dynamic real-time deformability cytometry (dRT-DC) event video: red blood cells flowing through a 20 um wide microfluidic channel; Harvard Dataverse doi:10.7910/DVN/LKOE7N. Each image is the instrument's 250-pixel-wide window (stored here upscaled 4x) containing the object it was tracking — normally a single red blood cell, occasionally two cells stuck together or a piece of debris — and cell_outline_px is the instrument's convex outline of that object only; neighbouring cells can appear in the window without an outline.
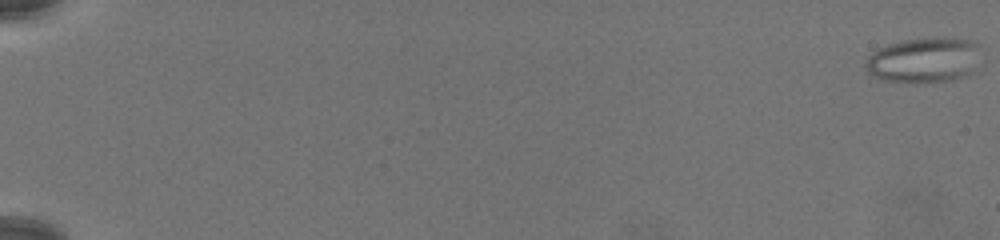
{"species": "common noctule bat (a hibernating species)", "species_latin": "Nyctalus noctula", "temperature_condition": "warm", "stored_images_in_passage": 80, "camera_frame_rate_fps": 3000, "um_per_image_px": 0.085, "animal": {"sex": "female", "body_mass_g": 19.5, "forearm_length_mm": 54.1}, "frame": {"image": 1, "passage_image": 1, "time_ms": 0.0, "image_size_px": [1000, 240], "cell_outline_px": [[980, 44], [968, 72], [952, 80], [884, 80], [868, 72], [864, 64], [868, 56], [876, 48], [888, 44], [904, 40], [940, 36], [944, 36], [976, 40]], "centroid_in_image_um": [78.47, 5.02], "position_along_channel_um": 6.5, "area_um2": 29.36}}
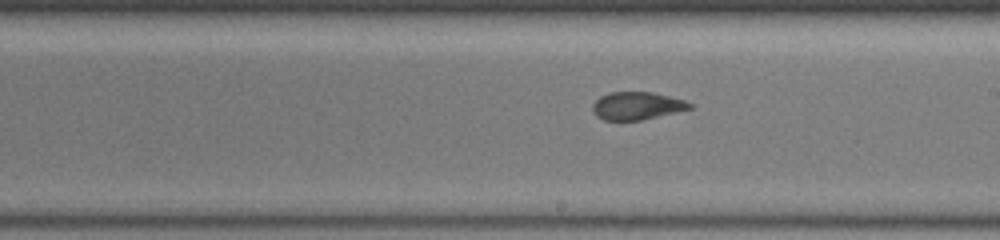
{"frame": {"image": 2, "passage_image": 50, "time_ms": 16.333, "image_size_px": [1000, 240], "cell_outline_px": [[692, 108], [676, 112], [640, 120], [604, 120], [596, 116], [592, 112], [592, 104], [600, 96], [608, 92], [652, 92], [684, 100], [692, 104]], "centroid_in_image_um": [54.09, 8.99], "position_along_channel_um": 234.9, "area_um2": 15.66}}
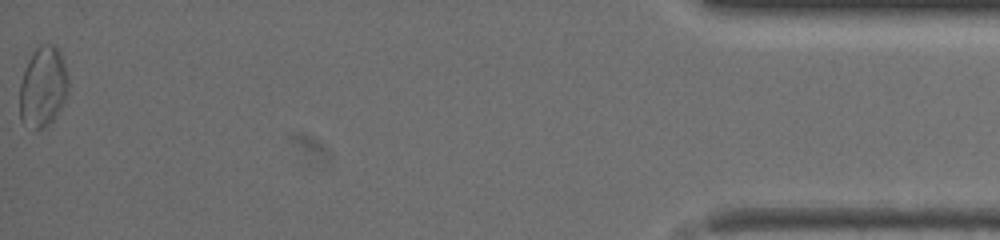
{"frame": {"image": 3, "passage_image": 80, "time_ms": 26.333, "image_size_px": [1000, 240], "cell_outline_px": [[68, 92], [60, 108], [52, 120], [44, 128], [36, 128], [20, 120], [20, 84], [24, 68], [32, 52], [40, 44], [56, 44], [60, 52], [68, 76]], "centroid_in_image_um": [3.65, 7.32], "position_along_channel_um": 431.5, "area_um2": 22.66}}